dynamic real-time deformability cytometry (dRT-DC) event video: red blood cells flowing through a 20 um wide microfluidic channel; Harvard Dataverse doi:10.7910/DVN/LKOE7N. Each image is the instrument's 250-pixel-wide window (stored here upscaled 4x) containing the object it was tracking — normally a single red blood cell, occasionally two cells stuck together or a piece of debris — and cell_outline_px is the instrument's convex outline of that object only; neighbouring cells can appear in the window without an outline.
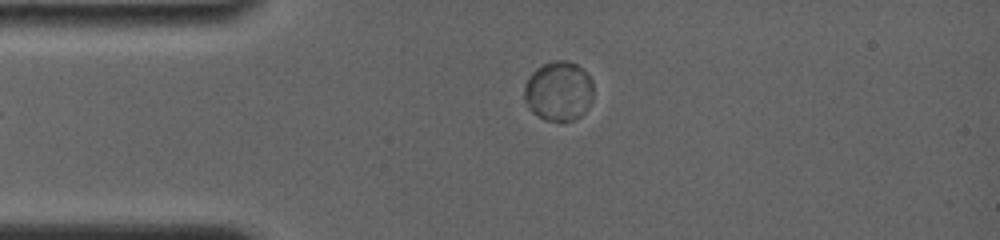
{"species": "common noctule bat (a hibernating species)", "species_latin": "Nyctalus noctula", "temperature_condition": "room temperature", "stored_images_in_passage": 23, "camera_frame_rate_fps": 4000, "um_per_image_px": 0.085, "animal": {"sex": "female", "body_mass_g": 19.0, "forearm_length_mm": 56.7}, "frame": {"image": 1, "passage_image": 1, "time_ms": 0.0, "image_size_px": [1000, 240], "cell_outline_px": [[592, 100], [584, 112], [580, 116], [572, 120], [544, 120], [532, 112], [528, 108], [524, 100], [524, 84], [528, 76], [536, 68], [552, 60], [564, 60], [576, 64], [592, 80]], "centroid_in_image_um": [47.44, 7.74], "position_along_channel_um": 37.6, "area_um2": 23.99}}
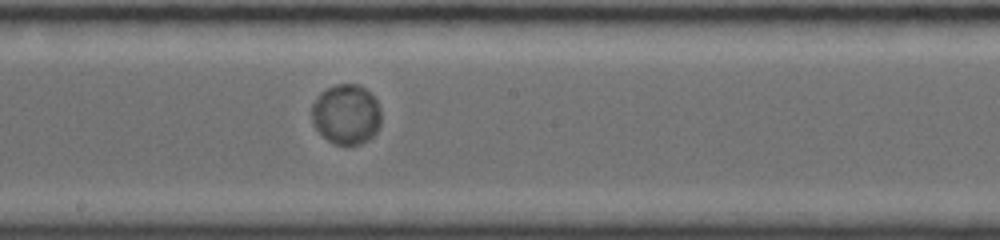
{"frame": {"image": 2, "passage_image": 10, "time_ms": 5.5, "image_size_px": [1000, 240], "cell_outline_px": [[380, 124], [376, 132], [368, 140], [360, 144], [332, 144], [316, 128], [312, 120], [312, 104], [320, 92], [336, 84], [356, 84], [364, 88], [376, 100], [380, 108]], "centroid_in_image_um": [29.42, 9.72], "position_along_channel_um": 218.8, "area_um2": 24.1}}
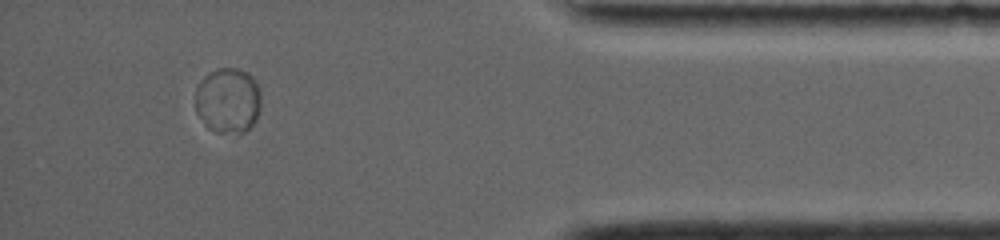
{"frame": {"image": 3, "passage_image": 20, "time_ms": 11.5, "image_size_px": [1000, 240], "cell_outline_px": [[260, 108], [256, 120], [244, 132], [216, 132], [208, 128], [196, 112], [196, 84], [208, 72], [216, 68], [236, 68], [248, 72], [252, 76], [260, 92]], "centroid_in_image_um": [19.36, 8.51], "position_along_channel_um": 415.8, "area_um2": 25.14}}